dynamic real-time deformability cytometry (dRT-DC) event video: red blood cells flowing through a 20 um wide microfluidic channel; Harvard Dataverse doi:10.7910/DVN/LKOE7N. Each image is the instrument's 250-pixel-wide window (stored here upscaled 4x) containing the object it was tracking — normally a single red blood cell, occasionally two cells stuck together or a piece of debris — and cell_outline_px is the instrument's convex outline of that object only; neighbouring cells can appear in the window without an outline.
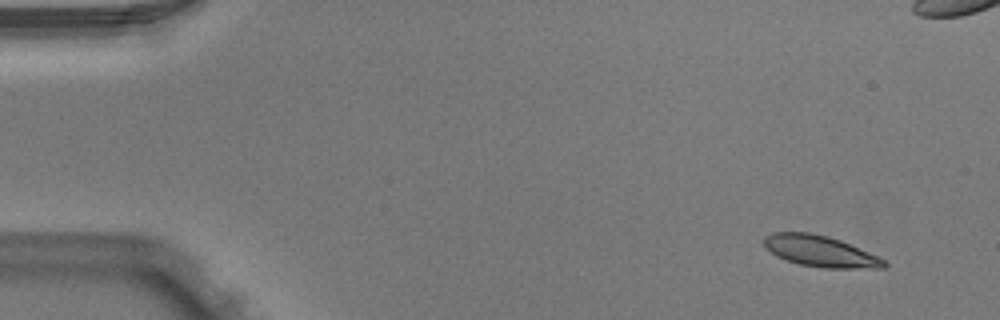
{"species": "Egyptian fruit bat (a non-hibernating species)", "species_latin": "Rousettus aegyptiacus", "temperature_condition": "warm", "stored_images_in_passage": 5, "camera_frame_rate_fps": 3000, "um_per_image_px": 0.085, "animal": {"sex": "male"}, "frame": {"image": 1, "passage_image": 1, "time_ms": 0.0, "image_size_px": [1000, 320], "cell_outline_px": [[888, 268], [824, 268], [800, 264], [776, 256], [764, 248], [764, 236], [772, 232], [808, 232], [828, 236], [840, 240], [888, 260]], "centroid_in_image_um": [69.74, 21.35], "position_along_channel_um": 15.3, "area_um2": 21.96}}